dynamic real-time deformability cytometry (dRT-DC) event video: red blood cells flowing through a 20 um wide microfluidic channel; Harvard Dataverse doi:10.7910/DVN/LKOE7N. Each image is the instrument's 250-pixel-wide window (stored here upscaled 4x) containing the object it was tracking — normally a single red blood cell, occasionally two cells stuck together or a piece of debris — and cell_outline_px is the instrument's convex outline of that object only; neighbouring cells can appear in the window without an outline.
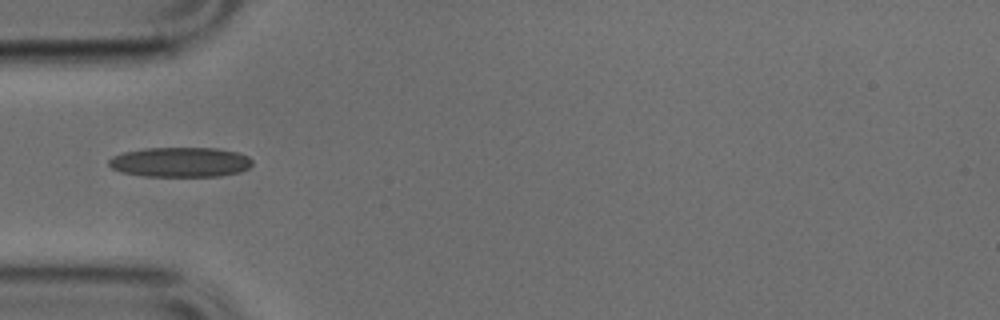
{"species": "common noctule bat (a hibernating species)", "species_latin": "Nyctalus noctula", "temperature_condition": "cold", "stored_images_in_passage": 35, "camera_frame_rate_fps": 3000, "um_per_image_px": 0.085, "animal": {"sex": "male", "body_mass_g": 17.9, "forearm_length_mm": 54.2}, "frame": {"image": 1, "passage_image": 1, "time_ms": 0.0, "image_size_px": [1000, 320], "cell_outline_px": [[252, 164], [248, 168], [240, 172], [220, 176], [144, 176], [120, 172], [112, 168], [108, 164], [108, 160], [112, 156], [124, 152], [144, 148], [216, 148], [240, 152], [248, 156], [252, 160]], "centroid_in_image_um": [15.33, 13.78], "position_along_channel_um": 69.7, "area_um2": 25.14}}
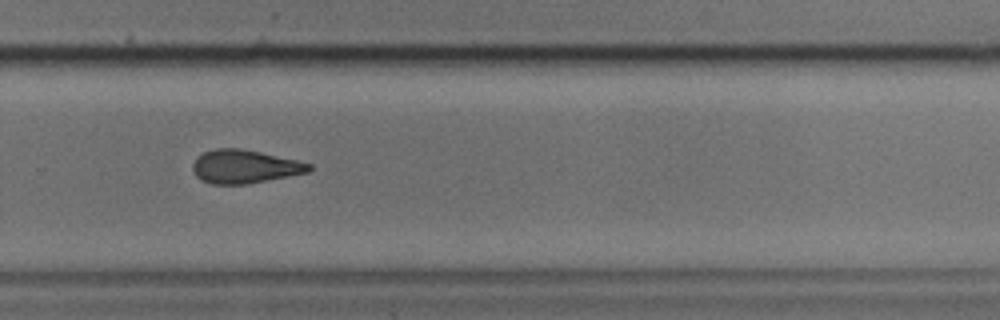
{"frame": {"image": 2, "passage_image": 19, "time_ms": 6.0, "image_size_px": [1000, 320], "cell_outline_px": [[312, 168], [308, 172], [248, 184], [212, 184], [200, 180], [196, 176], [192, 168], [192, 164], [196, 156], [204, 152], [216, 148], [240, 148], [260, 152], [296, 160], [312, 164]], "centroid_in_image_um": [20.75, 14.16], "position_along_channel_um": 309.1, "area_um2": 22.66}}
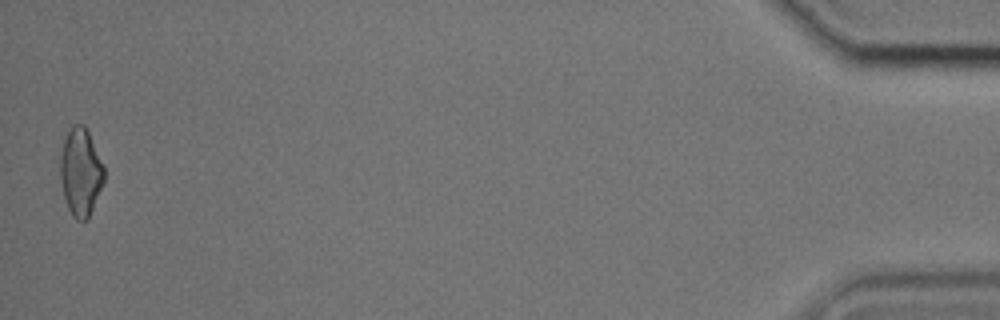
{"frame": {"image": 3, "passage_image": 35, "time_ms": 11.333, "image_size_px": [1000, 320], "cell_outline_px": [[104, 180], [88, 220], [76, 220], [72, 216], [68, 208], [64, 196], [60, 180], [60, 156], [64, 136], [72, 124], [84, 124], [104, 164]], "centroid_in_image_um": [6.84, 14.61], "position_along_channel_um": 428.4, "area_um2": 22.6}}